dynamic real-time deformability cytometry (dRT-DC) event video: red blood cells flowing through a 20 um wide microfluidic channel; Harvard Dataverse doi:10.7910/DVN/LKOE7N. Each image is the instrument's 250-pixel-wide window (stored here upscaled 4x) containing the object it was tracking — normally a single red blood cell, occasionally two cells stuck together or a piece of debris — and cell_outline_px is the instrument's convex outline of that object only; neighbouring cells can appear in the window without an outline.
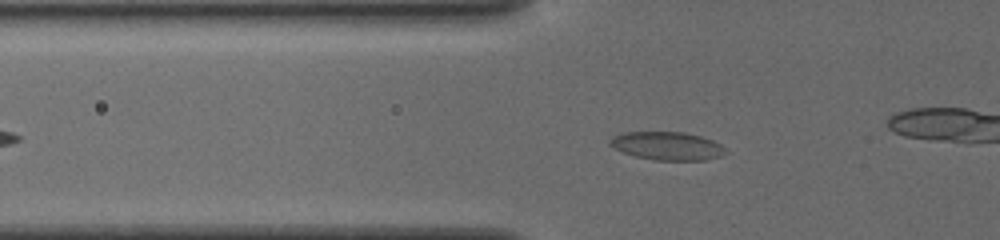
{"species": "common noctule bat (a hibernating species)", "species_latin": "Nyctalus noctula", "temperature_condition": "cold", "stored_images_in_passage": 46, "camera_frame_rate_fps": 3000, "um_per_image_px": 0.085, "animal": {"sex": "female", "body_mass_g": 19.5, "forearm_length_mm": 54.1}, "frame": {"image": 1, "passage_image": 15, "time_ms": 4.667, "image_size_px": [1000, 240], "cell_outline_px": [[728, 152], [720, 156], [704, 160], [656, 160], [636, 156], [624, 152], [608, 144], [608, 140], [612, 136], [624, 132], [684, 132], [700, 136], [712, 140], [720, 144]], "centroid_in_image_um": [56.7, 12.39], "position_along_channel_um": 69.1, "area_um2": 18.9}}
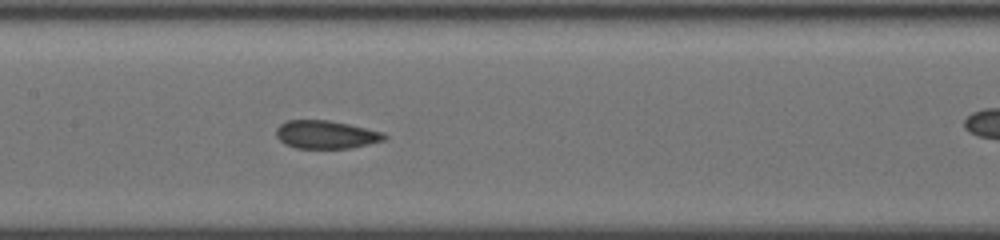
{"frame": {"image": 2, "passage_image": 24, "time_ms": 7.667, "image_size_px": [1000, 240], "cell_outline_px": [[388, 136], [384, 140], [352, 148], [296, 148], [284, 144], [276, 136], [276, 128], [280, 124], [288, 120], [328, 120], [348, 124], [384, 132]], "centroid_in_image_um": [27.7, 11.44], "position_along_channel_um": 179.7, "area_um2": 17.74}}
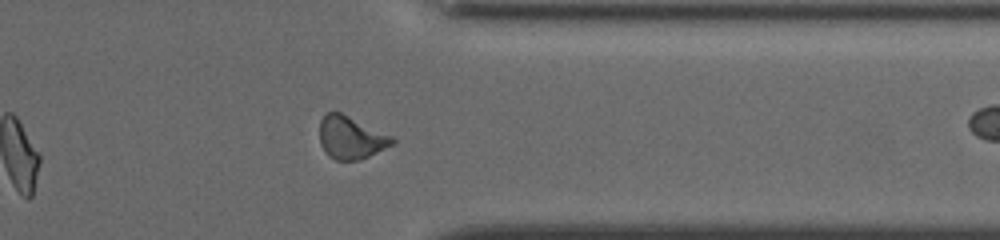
{"frame": {"image": 3, "passage_image": 40, "time_ms": 13.0, "image_size_px": [1000, 240], "cell_outline_px": [[396, 140], [392, 144], [360, 160], [336, 160], [328, 156], [324, 152], [320, 144], [320, 120], [328, 112], [340, 112], [392, 136]], "centroid_in_image_um": [29.79, 11.71], "position_along_channel_um": 381.6, "area_um2": 17.86}, "authors_computed_cell_mechanics": {"area_um2": 18.0336, "velocity_mm_per_s": 3.8341, "shape_relaxation_time_tau1_ms": 10.2061, "shape_relaxation_time_tau2_ms": 2.356, "deformation_change_tau1": 0.1503, "deformation_change_tau2": 0.0766}}